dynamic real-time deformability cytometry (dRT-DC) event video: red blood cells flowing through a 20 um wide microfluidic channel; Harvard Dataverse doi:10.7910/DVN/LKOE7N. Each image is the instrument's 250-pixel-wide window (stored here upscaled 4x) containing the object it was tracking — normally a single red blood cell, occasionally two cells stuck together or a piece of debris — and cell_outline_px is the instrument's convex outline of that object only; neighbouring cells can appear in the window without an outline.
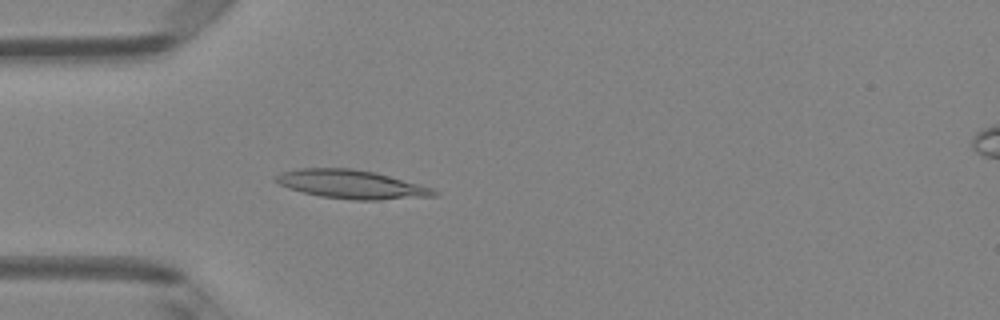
{"species": "Egyptian fruit bat (a non-hibernating species)", "species_latin": "Rousettus aegyptiacus", "temperature_condition": "room temperature", "stored_images_in_passage": 5, "camera_frame_rate_fps": 3000, "um_per_image_px": 0.085, "animal": {"sex": "female"}, "frame": {"image": 1, "passage_image": 4, "time_ms": 1.0, "image_size_px": [1000, 320], "cell_outline_px": [[440, 192], [436, 196], [380, 200], [352, 200], [320, 196], [288, 188], [272, 180], [272, 176], [284, 172], [300, 168], [352, 168], [376, 172], [420, 184], [432, 188]], "centroid_in_image_um": [29.89, 15.67], "position_along_channel_um": 55.1, "area_um2": 26.59}}